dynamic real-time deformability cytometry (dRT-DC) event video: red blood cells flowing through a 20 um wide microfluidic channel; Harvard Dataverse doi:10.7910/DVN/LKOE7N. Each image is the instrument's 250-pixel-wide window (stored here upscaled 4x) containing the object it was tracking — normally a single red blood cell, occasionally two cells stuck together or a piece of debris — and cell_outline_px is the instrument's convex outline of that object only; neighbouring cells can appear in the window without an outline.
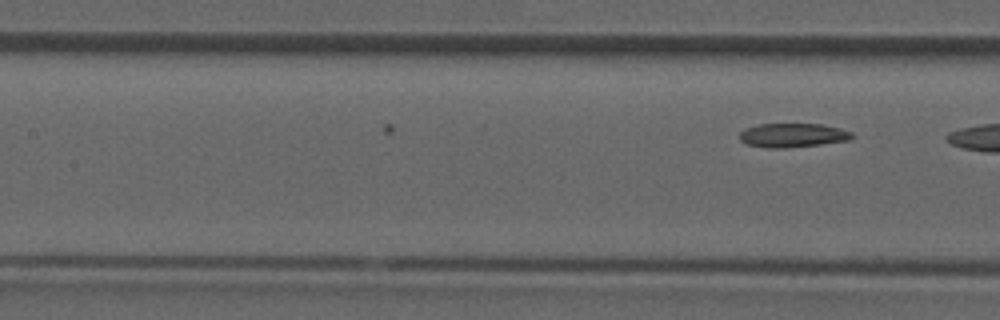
{"species": "common noctule bat (a hibernating species)", "species_latin": "Nyctalus noctula", "temperature_condition": "room temperature", "stored_images_in_passage": 9, "camera_frame_rate_fps": 3000, "um_per_image_px": 0.085, "animal": {"sex": "male", "forearm_length_mm": 52.5}, "frame": {"image": 1, "passage_image": 9, "time_ms": 2.667, "image_size_px": [1000, 320], "cell_outline_px": [[852, 136], [848, 140], [820, 144], [780, 148], [768, 148], [748, 144], [740, 140], [740, 132], [744, 128], [760, 124], [824, 124], [840, 128], [852, 132]], "centroid_in_image_um": [67.36, 11.48], "position_along_channel_um": 140.0, "area_um2": 15.55}}